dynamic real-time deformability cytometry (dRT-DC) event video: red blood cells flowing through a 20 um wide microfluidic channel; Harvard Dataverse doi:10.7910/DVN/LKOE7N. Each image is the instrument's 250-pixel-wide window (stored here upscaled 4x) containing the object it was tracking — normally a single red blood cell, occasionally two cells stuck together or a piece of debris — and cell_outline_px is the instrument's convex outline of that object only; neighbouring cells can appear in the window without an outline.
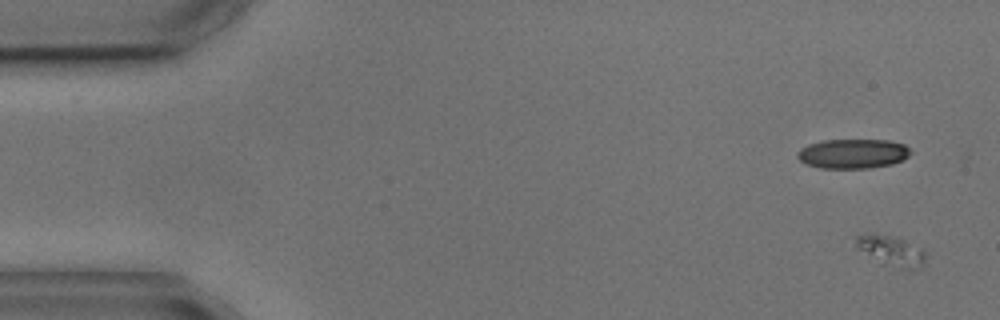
{"species": "common noctule bat (a hibernating species)", "species_latin": "Nyctalus noctula", "temperature_condition": "cold", "stored_images_in_passage": 4, "camera_frame_rate_fps": 3000, "um_per_image_px": 0.085, "animal": {"sex": "male", "body_mass_g": 17.9, "forearm_length_mm": 54.2}, "frame": {"image": 1, "passage_image": 1, "time_ms": 0.0, "image_size_px": [1000, 320], "cell_outline_px": [[924, 264], [920, 268], [900, 272], [880, 264], [856, 248], [856, 236], [872, 232], [904, 240], [924, 248]], "centroid_in_image_um": [75.76, 21.38], "position_along_channel_um": 9.2, "area_um2": 12.95}}